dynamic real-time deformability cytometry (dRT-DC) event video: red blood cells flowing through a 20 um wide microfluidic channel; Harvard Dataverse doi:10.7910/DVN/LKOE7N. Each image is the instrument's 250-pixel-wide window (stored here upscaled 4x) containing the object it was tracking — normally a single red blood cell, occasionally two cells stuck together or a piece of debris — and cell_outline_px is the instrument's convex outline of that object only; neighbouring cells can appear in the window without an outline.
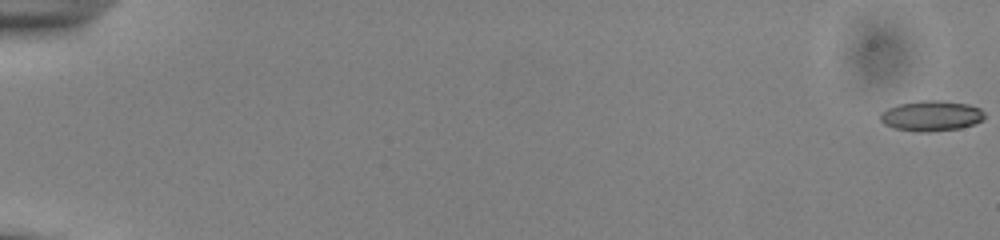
{"species": "common noctule bat (a hibernating species)", "species_latin": "Nyctalus noctula", "temperature_condition": "cold", "stored_images_in_passage": 53, "camera_frame_rate_fps": 3000, "um_per_image_px": 0.085, "animal": {"sex": "male", "body_mass_g": 13.0, "forearm_length_mm": 53.1}, "frame": {"image": 1, "passage_image": 1, "time_ms": 0.0, "image_size_px": [1000, 240], "cell_outline_px": [[984, 120], [960, 128], [924, 132], [920, 132], [892, 128], [884, 124], [880, 120], [880, 116], [888, 108], [900, 104], [924, 100], [936, 100], [968, 104], [980, 108], [984, 112]], "centroid_in_image_um": [79.17, 9.85], "position_along_channel_um": 5.8, "area_um2": 18.26}}
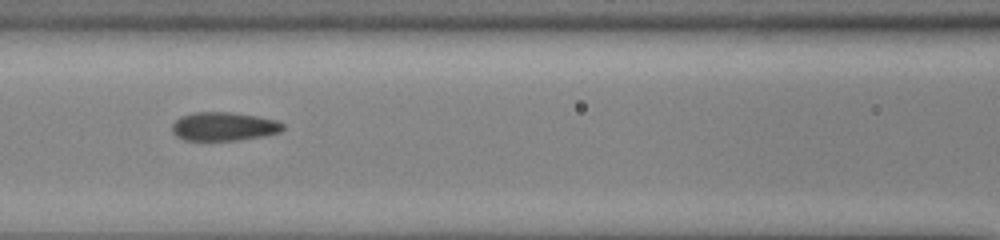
{"frame": {"image": 2, "passage_image": 27, "time_ms": 8.667, "image_size_px": [1000, 240], "cell_outline_px": [[284, 128], [280, 132], [264, 136], [236, 140], [184, 140], [176, 136], [172, 132], [172, 124], [180, 116], [196, 112], [232, 112], [256, 116], [276, 120], [284, 124]], "centroid_in_image_um": [19.02, 10.75], "position_along_channel_um": 147.6, "area_um2": 18.5}}
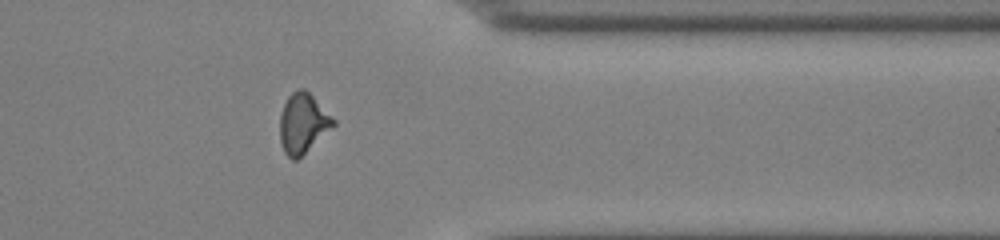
{"frame": {"image": 3, "passage_image": 46, "time_ms": 15.0, "image_size_px": [1000, 240], "cell_outline_px": [[336, 124], [296, 160], [292, 160], [284, 152], [280, 140], [280, 116], [284, 104], [288, 96], [296, 88], [304, 88], [336, 120]], "centroid_in_image_um": [25.73, 10.46], "position_along_channel_um": 385.7, "area_um2": 18.38}}